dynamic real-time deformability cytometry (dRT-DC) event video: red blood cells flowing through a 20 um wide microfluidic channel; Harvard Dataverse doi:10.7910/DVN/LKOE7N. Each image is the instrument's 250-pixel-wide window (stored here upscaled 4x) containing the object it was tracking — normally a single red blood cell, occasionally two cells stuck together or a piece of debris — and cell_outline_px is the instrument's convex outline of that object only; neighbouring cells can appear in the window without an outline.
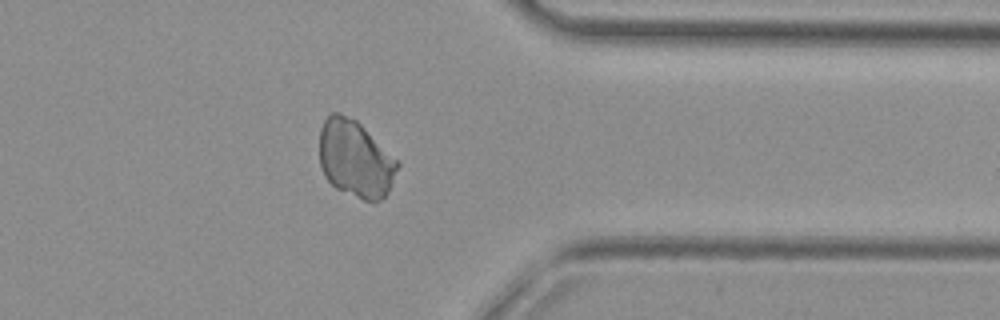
{"species": "common noctule bat (a hibernating species)", "species_latin": "Nyctalus noctula", "temperature_condition": "cold", "stored_images_in_passage": 54, "camera_frame_rate_fps": 3000, "um_per_image_px": 0.085, "animal": {"sex": "female", "body_mass_g": 29.2, "forearm_length_mm": 56.3}, "frame": {"image": 1, "passage_image": 43, "time_ms": 14.0, "image_size_px": [1000, 320], "cell_outline_px": [[400, 164], [388, 192], [380, 200], [364, 200], [336, 188], [324, 176], [320, 164], [320, 128], [324, 120], [332, 112], [340, 112], [356, 120], [400, 160]], "centroid_in_image_um": [30.22, 13.48], "position_along_channel_um": 381.2, "area_um2": 35.14}}